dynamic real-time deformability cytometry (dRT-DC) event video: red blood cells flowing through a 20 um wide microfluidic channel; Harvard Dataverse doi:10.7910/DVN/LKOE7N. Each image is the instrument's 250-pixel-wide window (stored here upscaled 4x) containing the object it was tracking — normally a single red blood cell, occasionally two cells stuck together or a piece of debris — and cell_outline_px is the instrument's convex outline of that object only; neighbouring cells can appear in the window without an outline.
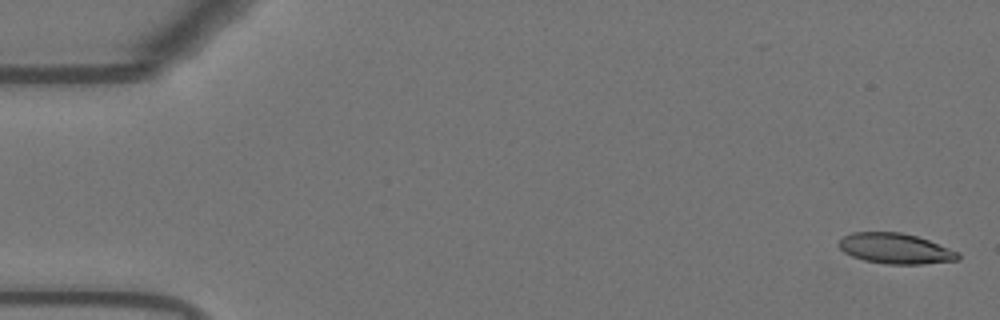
{"species": "Egyptian fruit bat (a non-hibernating species)", "species_latin": "Rousettus aegyptiacus", "temperature_condition": "warm", "stored_images_in_passage": 39, "camera_frame_rate_fps": 3000, "um_per_image_px": 0.085, "animal": {"sex": "female"}, "frame": {"image": 1, "passage_image": 1, "time_ms": 0.0, "image_size_px": [1000, 320], "cell_outline_px": [[960, 260], [920, 264], [888, 264], [864, 260], [852, 256], [844, 252], [836, 244], [844, 236], [852, 232], [900, 232], [916, 236], [928, 240], [960, 252]], "centroid_in_image_um": [76.11, 21.12], "position_along_channel_um": 8.9, "area_um2": 21.15}}
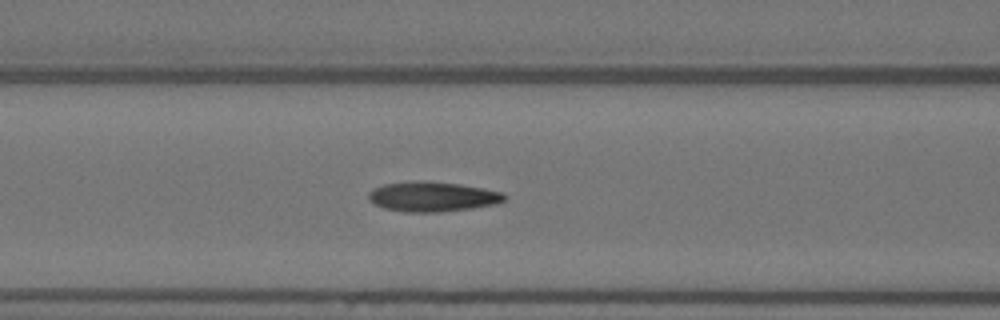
{"frame": {"image": 2, "passage_image": 22, "time_ms": 7.0, "image_size_px": [1000, 320], "cell_outline_px": [[504, 200], [496, 204], [472, 208], [440, 212], [408, 212], [384, 208], [376, 204], [368, 196], [368, 192], [372, 188], [384, 184], [460, 184], [484, 188], [504, 192]], "centroid_in_image_um": [36.82, 16.76], "position_along_channel_um": 129.8, "area_um2": 22.48}}
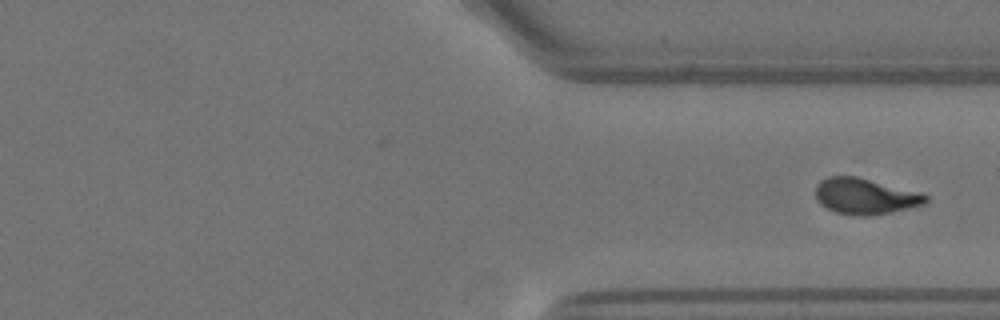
{"frame": {"image": 3, "passage_image": 39, "time_ms": 12.667, "image_size_px": [1000, 320], "cell_outline_px": [[928, 200], [924, 204], [888, 212], [868, 216], [856, 216], [836, 212], [820, 204], [816, 200], [816, 184], [820, 180], [828, 176], [856, 176], [924, 192], [928, 196]], "centroid_in_image_um": [73.54, 16.66], "position_along_channel_um": 337.9, "area_um2": 23.24}}